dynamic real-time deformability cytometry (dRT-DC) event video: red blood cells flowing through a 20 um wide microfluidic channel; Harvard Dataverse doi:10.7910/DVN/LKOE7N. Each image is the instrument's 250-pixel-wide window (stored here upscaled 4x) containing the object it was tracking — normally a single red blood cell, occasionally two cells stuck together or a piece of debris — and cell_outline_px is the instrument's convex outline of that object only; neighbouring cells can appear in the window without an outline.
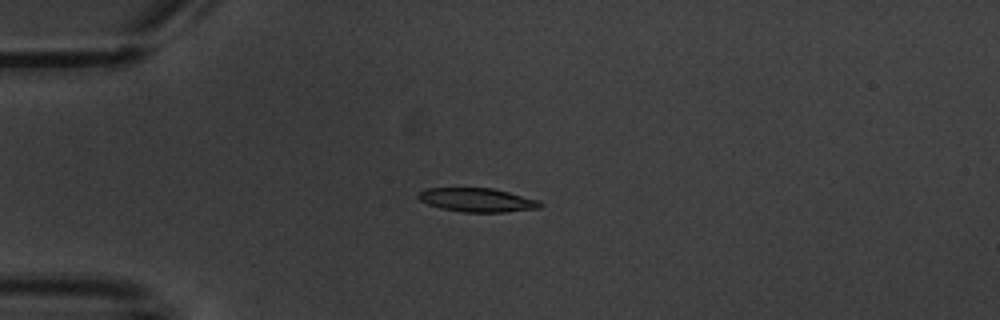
{"species": "common noctule bat (a hibernating species)", "species_latin": "Nyctalus noctula", "temperature_condition": "warm", "stored_images_in_passage": 10, "camera_frame_rate_fps": 3000, "um_per_image_px": 0.085, "animal": {"sex": "male", "body_mass_g": 20.1, "forearm_length_mm": 53.5}, "frame": {"image": 1, "passage_image": 5, "time_ms": 4.667, "image_size_px": [1000, 320], "cell_outline_px": [[544, 204], [540, 208], [504, 212], [464, 212], [440, 208], [428, 204], [420, 200], [416, 196], [420, 192], [428, 188], [492, 188], [540, 200]], "centroid_in_image_um": [40.59, 17.0], "position_along_channel_um": 44.4, "area_um2": 16.88}}
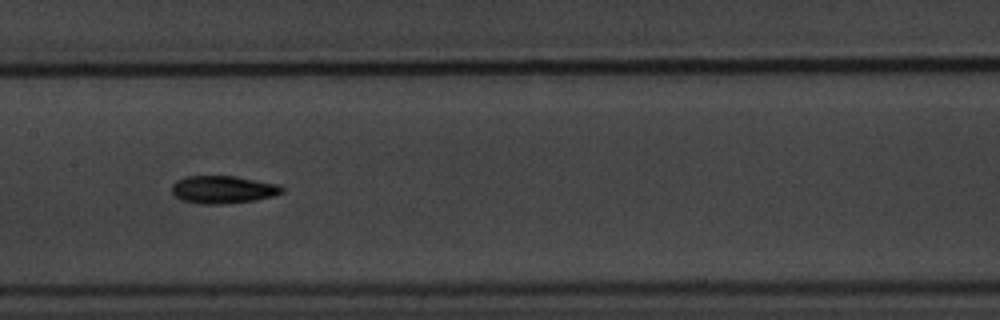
{"frame": {"image": 2, "passage_image": 9, "time_ms": 9.333, "image_size_px": [1000, 320], "cell_outline_px": [[284, 192], [272, 196], [256, 200], [220, 204], [200, 204], [180, 200], [172, 192], [172, 184], [176, 180], [184, 176], [236, 176], [280, 184], [284, 188]], "centroid_in_image_um": [18.96, 16.1], "position_along_channel_um": 188.4, "area_um2": 17.98}}